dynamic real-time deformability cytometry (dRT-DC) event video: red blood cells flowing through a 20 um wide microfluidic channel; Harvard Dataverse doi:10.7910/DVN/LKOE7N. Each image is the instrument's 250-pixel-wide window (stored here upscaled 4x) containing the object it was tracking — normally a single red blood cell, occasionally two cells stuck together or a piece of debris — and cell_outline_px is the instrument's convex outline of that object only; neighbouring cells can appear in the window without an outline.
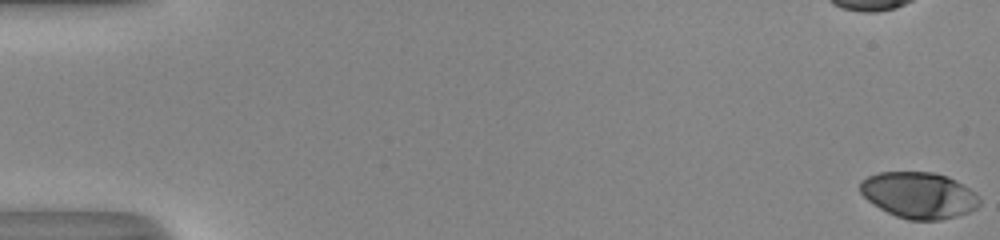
{"species": "human", "species_latin": "Homo sapiens", "temperature_condition": "room temperature", "stored_images_in_passage": 43, "camera_frame_rate_fps": 3000, "um_per_image_px": 0.085, "donor": {"sex": "male"}, "frame": {"image": 1, "passage_image": 1, "time_ms": 0.0, "image_size_px": [1000, 240], "cell_outline_px": [[980, 204], [976, 208], [968, 212], [956, 216], [940, 220], [908, 220], [896, 216], [880, 208], [868, 200], [860, 192], [860, 180], [868, 176], [880, 172], [932, 172], [948, 176], [956, 180], [980, 196]], "centroid_in_image_um": [78.11, 16.59], "position_along_channel_um": 6.9, "area_um2": 32.14}, "authors_computed_cell_mechanics": {"area_um2": 33.0616, "velocity_mm_per_s": 4.0811, "shape_relaxation_time_tau1_ms": 4.6004, "shape_relaxation_time_tau2_ms": 0.7835, "deformation_change_tau1": 0.1835, "deformation_change_tau2": 0.0304}}